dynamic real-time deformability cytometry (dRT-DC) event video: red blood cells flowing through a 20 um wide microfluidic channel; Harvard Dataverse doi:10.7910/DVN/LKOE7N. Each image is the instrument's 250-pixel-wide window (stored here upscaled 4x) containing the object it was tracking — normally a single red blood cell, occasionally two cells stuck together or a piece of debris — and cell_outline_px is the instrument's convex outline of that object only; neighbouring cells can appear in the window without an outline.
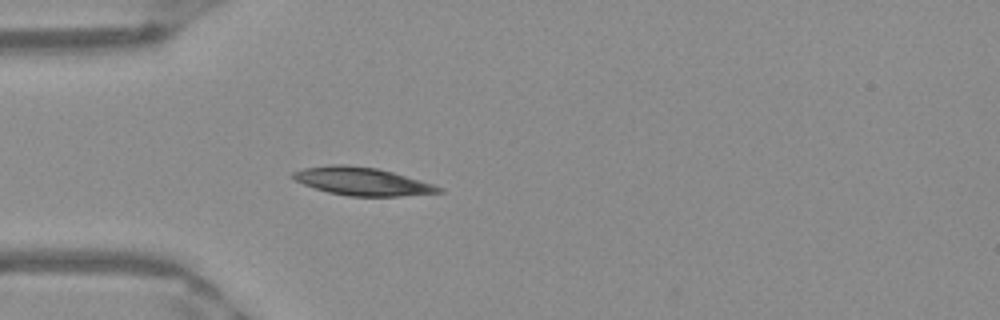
{"species": "Egyptian fruit bat (a non-hibernating species)", "species_latin": "Rousettus aegyptiacus", "temperature_condition": "warm", "stored_images_in_passage": 37, "camera_frame_rate_fps": 3000, "um_per_image_px": 0.085, "frame": {"image": 1, "passage_image": 1, "time_ms": 0.0, "image_size_px": [1000, 320], "cell_outline_px": [[444, 192], [400, 196], [348, 196], [328, 192], [304, 184], [288, 176], [292, 172], [304, 168], [336, 164], [344, 164], [376, 168], [392, 172], [420, 180], [444, 188]], "centroid_in_image_um": [30.78, 15.42], "position_along_channel_um": 54.2, "area_um2": 23.58}}
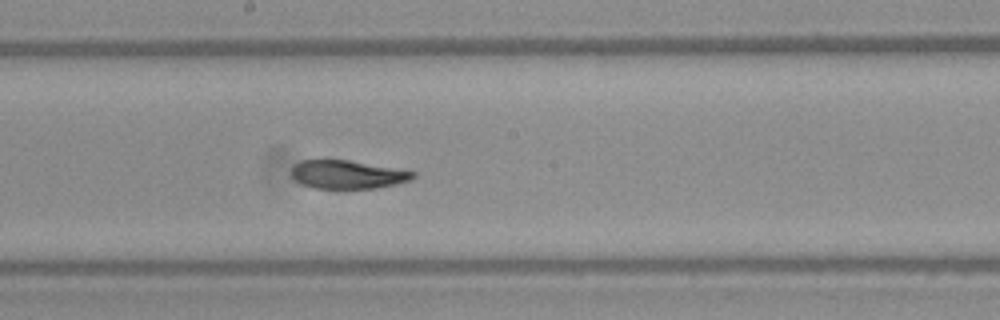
{"frame": {"image": 2, "passage_image": 14, "time_ms": 4.333, "image_size_px": [1000, 320], "cell_outline_px": [[416, 176], [412, 180], [396, 184], [376, 188], [316, 188], [304, 184], [296, 180], [292, 176], [292, 168], [300, 160], [348, 160], [416, 172]], "centroid_in_image_um": [29.57, 14.83], "position_along_channel_um": 218.6, "area_um2": 19.83}}
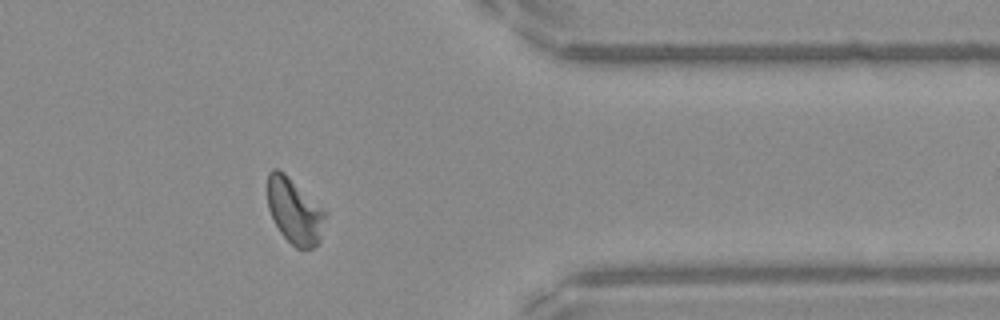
{"frame": {"image": 3, "passage_image": 28, "time_ms": 9.0, "image_size_px": [1000, 320], "cell_outline_px": [[324, 216], [320, 240], [312, 248], [296, 248], [280, 232], [268, 208], [268, 172], [272, 168], [276, 168], [284, 172], [324, 212]], "centroid_in_image_um": [24.98, 17.93], "position_along_channel_um": 386.4, "area_um2": 21.1}, "authors_computed_cell_mechanics": {"area_um2": 21.964, "velocity_mm_per_s": 3.9453, "shape_relaxation_time_tau1_ms": 3.5041, "shape_relaxation_time_tau2_ms": 2.1897, "deformation_change_tau1": 0.1505, "deformation_change_tau2": 0.0793}}